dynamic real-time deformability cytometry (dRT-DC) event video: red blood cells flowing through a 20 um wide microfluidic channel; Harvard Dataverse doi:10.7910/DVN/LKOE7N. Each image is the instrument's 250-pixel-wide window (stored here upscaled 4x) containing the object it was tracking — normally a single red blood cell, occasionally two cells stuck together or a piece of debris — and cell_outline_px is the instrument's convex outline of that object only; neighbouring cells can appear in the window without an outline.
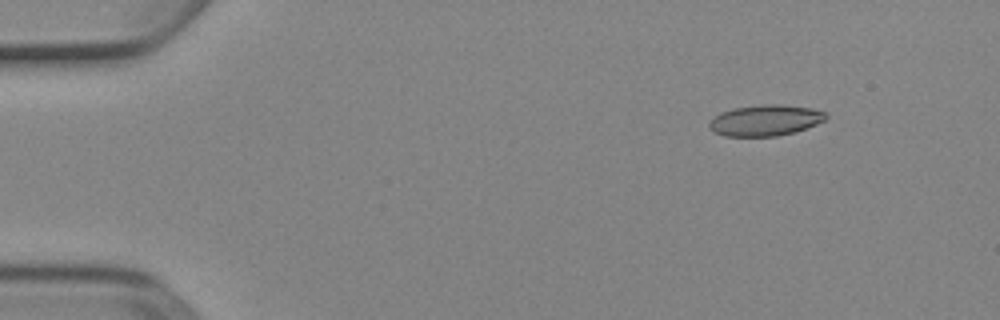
{"species": "Egyptian fruit bat (a non-hibernating species)", "species_latin": "Rousettus aegyptiacus", "temperature_condition": "cold", "stored_images_in_passage": 7, "camera_frame_rate_fps": 3000, "um_per_image_px": 0.085, "animal": {"sex": "female"}, "frame": {"image": 1, "passage_image": 2, "time_ms": 0.333, "image_size_px": [1000, 320], "cell_outline_px": [[828, 116], [824, 120], [816, 124], [796, 132], [776, 136], [724, 136], [708, 128], [708, 124], [720, 112], [732, 108], [760, 104], [784, 104], [812, 108], [828, 112]], "centroid_in_image_um": [65.08, 10.21], "position_along_channel_um": 19.9, "area_um2": 21.27}}
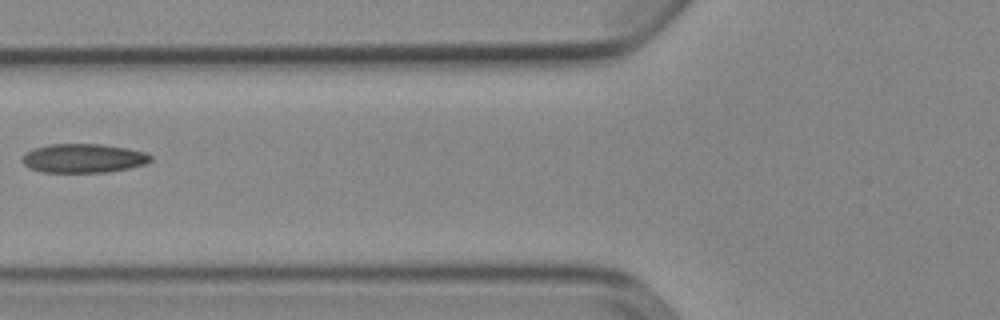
{"frame": {"image": 2, "passage_image": 6, "time_ms": 1.667, "image_size_px": [1000, 320], "cell_outline_px": [[152, 160], [144, 164], [128, 168], [104, 172], [40, 172], [28, 168], [24, 164], [24, 156], [32, 148], [48, 144], [100, 144], [128, 148], [148, 152], [152, 156]], "centroid_in_image_um": [7.11, 13.44], "position_along_channel_um": 118.7, "area_um2": 21.68}}
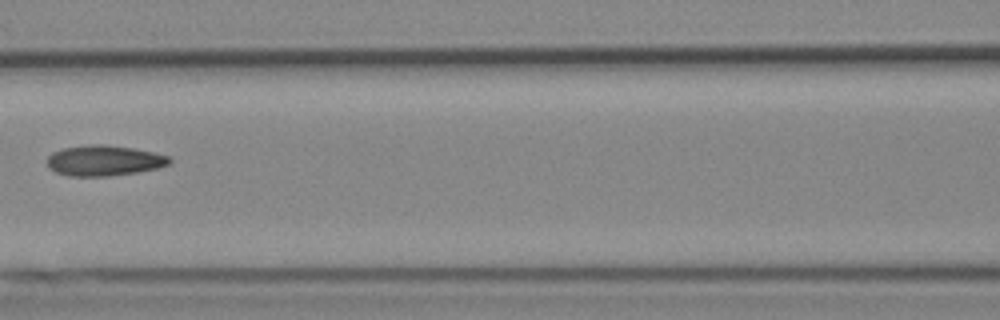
{"frame": {"image": 3, "passage_image": 7, "time_ms": 2.0, "image_size_px": [1000, 320], "cell_outline_px": [[172, 160], [168, 164], [156, 168], [136, 172], [108, 176], [68, 176], [56, 172], [48, 168], [48, 156], [52, 152], [64, 148], [88, 144], [104, 144], [132, 148], [152, 152], [168, 156]], "centroid_in_image_um": [8.81, 13.64], "position_along_channel_um": 157.8, "area_um2": 21.62}}